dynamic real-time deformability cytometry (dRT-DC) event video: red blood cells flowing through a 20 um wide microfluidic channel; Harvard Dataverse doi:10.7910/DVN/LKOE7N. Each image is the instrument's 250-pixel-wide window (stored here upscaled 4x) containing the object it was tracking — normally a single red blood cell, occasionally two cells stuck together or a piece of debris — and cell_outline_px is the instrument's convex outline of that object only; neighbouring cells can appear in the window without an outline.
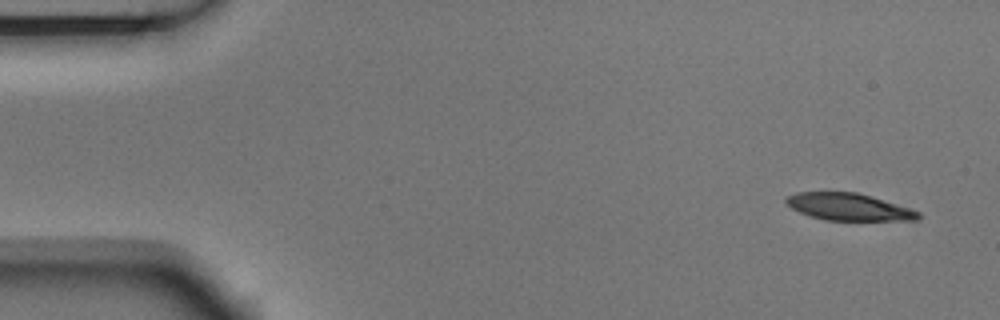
{"species": "Egyptian fruit bat (a non-hibernating species)", "species_latin": "Rousettus aegyptiacus", "temperature_condition": "room temperature", "stored_images_in_passage": 10, "camera_frame_rate_fps": 3000, "um_per_image_px": 0.085, "animal": {"sex": "male"}, "frame": {"image": 1, "passage_image": 1, "time_ms": 0.0, "image_size_px": [1000, 320], "cell_outline_px": [[920, 216], [916, 220], [824, 220], [800, 212], [792, 208], [784, 200], [788, 196], [796, 192], [856, 192], [872, 196], [920, 212]], "centroid_in_image_um": [72.12, 17.58], "position_along_channel_um": 12.9, "area_um2": 20.58}}
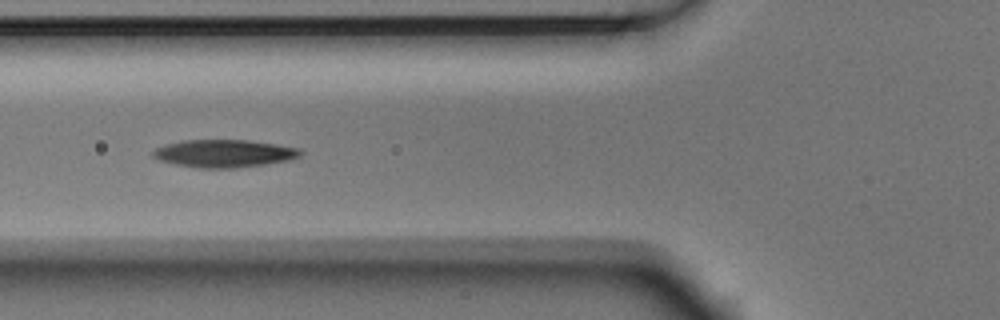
{"frame": {"image": 2, "passage_image": 6, "time_ms": 1.667, "image_size_px": [1000, 320], "cell_outline_px": [[304, 152], [300, 156], [288, 160], [264, 164], [236, 168], [200, 168], [176, 164], [160, 160], [152, 156], [152, 152], [156, 148], [164, 144], [184, 140], [248, 140], [276, 144], [300, 148]], "centroid_in_image_um": [19.06, 13.04], "position_along_channel_um": 106.7, "area_um2": 23.76}}
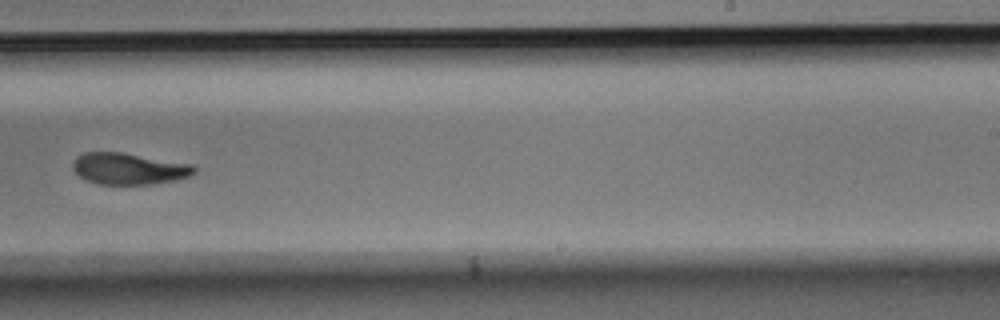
{"frame": {"image": 3, "passage_image": 10, "time_ms": 3.0, "image_size_px": [1000, 320], "cell_outline_px": [[196, 172], [188, 176], [176, 180], [152, 184], [100, 184], [84, 180], [72, 168], [72, 164], [76, 156], [84, 152], [120, 152], [192, 164], [196, 168]], "centroid_in_image_um": [10.93, 14.34], "position_along_channel_um": 278.1, "area_um2": 22.25}}